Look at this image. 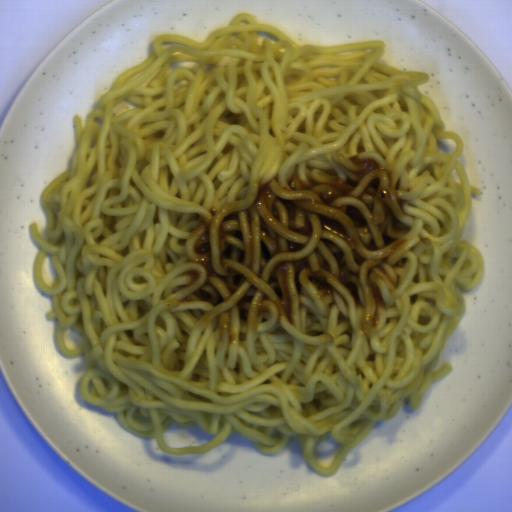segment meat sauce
Here are the masks:
<instances>
[{"instance_id": "obj_1", "label": "meat sauce", "mask_w": 512, "mask_h": 512, "mask_svg": "<svg viewBox=\"0 0 512 512\" xmlns=\"http://www.w3.org/2000/svg\"><path fill=\"white\" fill-rule=\"evenodd\" d=\"M348 162V177L269 175L201 213L181 272V301L206 310L201 329L230 347L242 328L291 325L308 292L324 317L342 301L362 334L387 329L408 253L409 189L379 156Z\"/></svg>"}]
</instances>
